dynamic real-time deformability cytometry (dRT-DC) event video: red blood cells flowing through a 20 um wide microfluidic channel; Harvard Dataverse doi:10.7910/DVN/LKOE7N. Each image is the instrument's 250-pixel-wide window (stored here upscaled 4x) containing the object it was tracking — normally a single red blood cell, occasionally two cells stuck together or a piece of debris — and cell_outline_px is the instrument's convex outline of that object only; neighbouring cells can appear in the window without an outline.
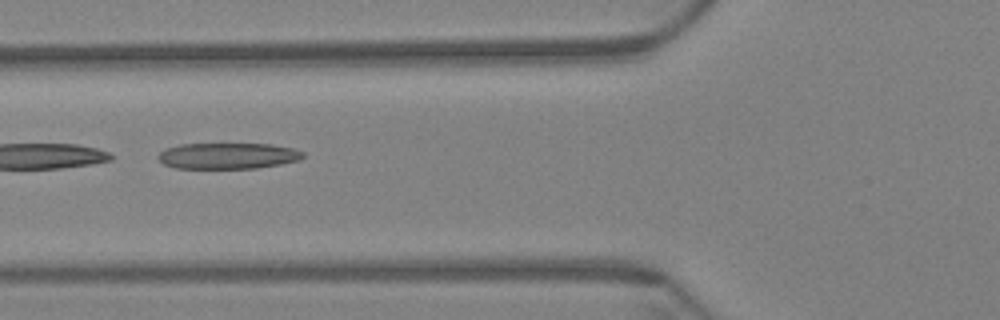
{"species": "Egyptian fruit bat (a non-hibernating species)", "species_latin": "Rousettus aegyptiacus", "temperature_condition": "warm", "stored_images_in_passage": 8, "camera_frame_rate_fps": 3000, "um_per_image_px": 0.085, "animal": {"sex": "female"}, "frame": {"image": 1, "passage_image": 4, "time_ms": 1.0, "image_size_px": [1000, 320], "cell_outline_px": [[304, 156], [300, 160], [280, 164], [256, 168], [176, 168], [164, 164], [156, 156], [164, 148], [180, 144], [272, 144], [292, 148], [304, 152]], "centroid_in_image_um": [19.36, 13.24], "position_along_channel_um": 106.4, "area_um2": 22.02}}